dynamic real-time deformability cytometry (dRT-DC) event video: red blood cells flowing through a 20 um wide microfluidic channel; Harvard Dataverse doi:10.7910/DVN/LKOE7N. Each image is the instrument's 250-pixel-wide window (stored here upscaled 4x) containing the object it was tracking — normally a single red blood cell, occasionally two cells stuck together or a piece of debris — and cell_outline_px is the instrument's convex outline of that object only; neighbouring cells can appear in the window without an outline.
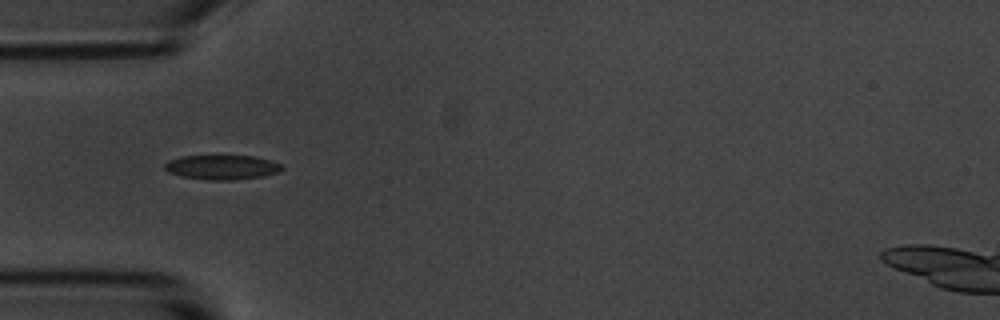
{"species": "common noctule bat (a hibernating species)", "species_latin": "Nyctalus noctula", "temperature_condition": "room temperature", "stored_images_in_passage": 9, "camera_frame_rate_fps": 3000, "um_per_image_px": 0.085, "animal": {"sex": "male", "body_mass_g": 20.1, "forearm_length_mm": 53.5}, "frame": {"image": 1, "passage_image": 1, "time_ms": 0.0, "image_size_px": [1000, 320], "cell_outline_px": [[284, 168], [276, 172], [260, 176], [236, 180], [208, 180], [184, 176], [168, 172], [164, 168], [164, 164], [168, 160], [180, 156], [252, 156], [272, 160], [284, 164]], "centroid_in_image_um": [18.87, 14.21], "position_along_channel_um": 66.1, "area_um2": 16.7}}
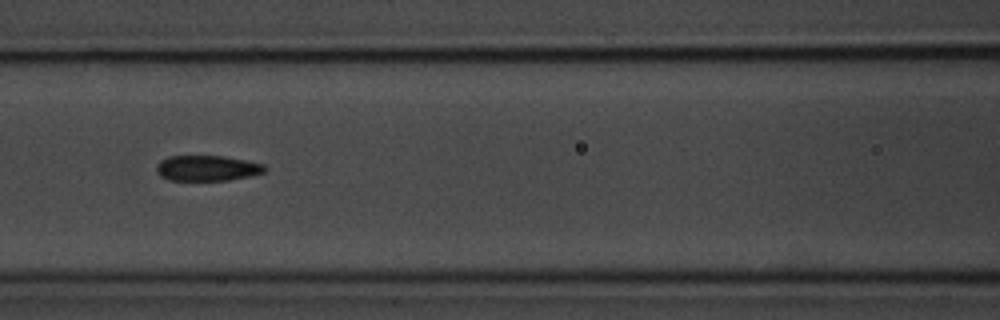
{"frame": {"image": 2, "passage_image": 3, "time_ms": 2.333, "image_size_px": [1000, 320], "cell_outline_px": [[268, 168], [264, 172], [248, 176], [228, 180], [168, 180], [160, 176], [156, 172], [156, 168], [160, 160], [168, 156], [224, 156], [264, 164]], "centroid_in_image_um": [17.59, 14.29], "position_along_channel_um": 149.0, "area_um2": 16.07}}
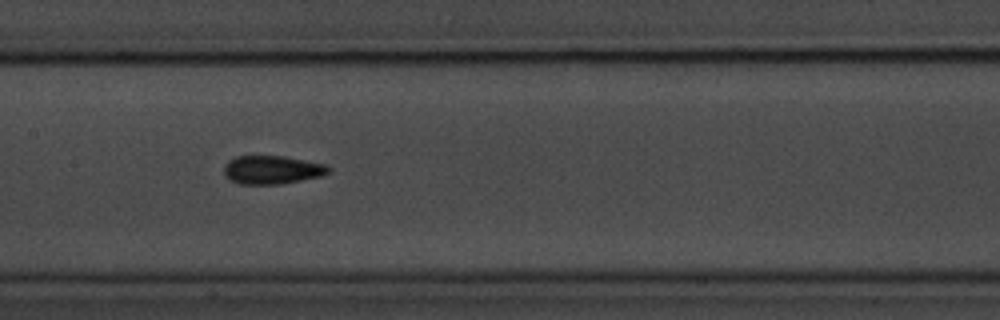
{"frame": {"image": 3, "passage_image": 4, "time_ms": 3.333, "image_size_px": [1000, 320], "cell_outline_px": [[328, 172], [320, 176], [280, 184], [240, 184], [232, 180], [224, 172], [224, 164], [228, 160], [236, 156], [284, 156], [324, 164], [328, 168]], "centroid_in_image_um": [23.08, 14.42], "position_along_channel_um": 184.3, "area_um2": 16.99}}